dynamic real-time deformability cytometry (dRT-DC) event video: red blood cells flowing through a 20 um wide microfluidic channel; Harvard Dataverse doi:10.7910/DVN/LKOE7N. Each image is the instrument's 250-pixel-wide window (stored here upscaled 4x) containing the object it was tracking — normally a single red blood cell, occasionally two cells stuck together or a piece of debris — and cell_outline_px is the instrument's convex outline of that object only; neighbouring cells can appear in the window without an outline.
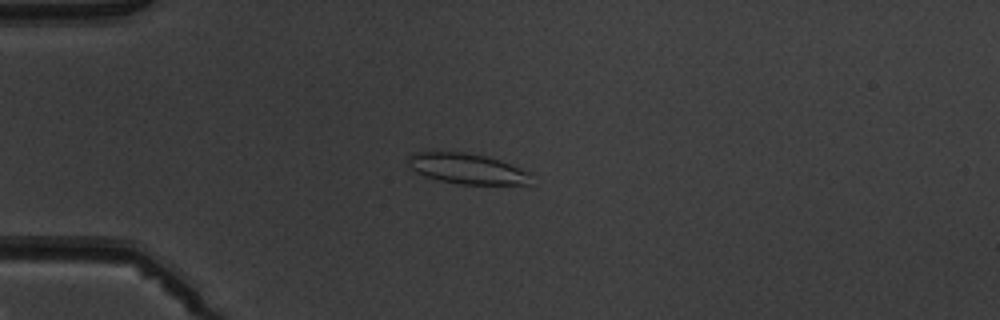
{"species": "common noctule bat (a hibernating species)", "species_latin": "Nyctalus noctula", "temperature_condition": "warm", "stored_images_in_passage": 5, "camera_frame_rate_fps": 3000, "um_per_image_px": 0.085, "animal": {"sex": "male", "body_mass_g": 19.5, "forearm_length_mm": 54.6}, "frame": {"image": 1, "passage_image": 3, "time_ms": 2.333, "image_size_px": [1000, 320], "cell_outline_px": [[532, 172], [528, 184], [460, 184], [440, 180], [424, 176], [416, 172], [408, 164], [408, 156], [416, 152], [464, 152], [484, 156], [500, 160]], "centroid_in_image_um": [39.71, 14.33], "position_along_channel_um": 45.3, "area_um2": 21.68}}
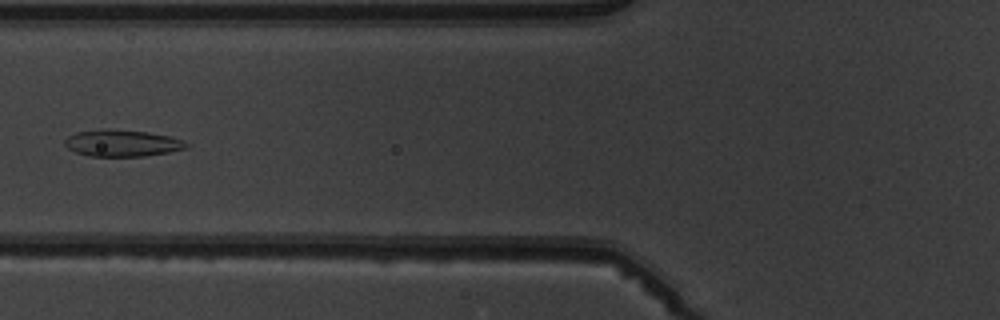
{"frame": {"image": 2, "passage_image": 5, "time_ms": 4.667, "image_size_px": [1000, 320], "cell_outline_px": [[192, 144], [188, 148], [168, 152], [144, 156], [88, 156], [76, 152], [68, 148], [64, 144], [64, 140], [68, 136], [76, 132], [148, 132], [172, 136], [184, 140]], "centroid_in_image_um": [10.49, 12.22], "position_along_channel_um": 115.3, "area_um2": 18.15}}